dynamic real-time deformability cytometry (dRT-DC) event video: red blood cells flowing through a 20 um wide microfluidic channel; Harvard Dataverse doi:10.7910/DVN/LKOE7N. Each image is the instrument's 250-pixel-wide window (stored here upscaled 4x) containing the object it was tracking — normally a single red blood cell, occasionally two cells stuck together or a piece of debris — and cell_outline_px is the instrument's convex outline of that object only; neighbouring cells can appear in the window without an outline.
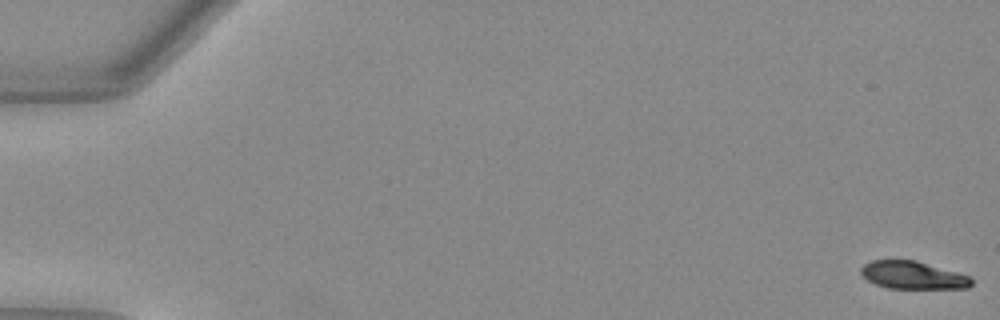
{"species": "Egyptian fruit bat (a non-hibernating species)", "species_latin": "Rousettus aegyptiacus", "temperature_condition": "warm", "stored_images_in_passage": 18, "camera_frame_rate_fps": 3000, "um_per_image_px": 0.085, "animal": {"sex": "female"}, "frame": {"image": 1, "passage_image": 1, "time_ms": 0.0, "image_size_px": [1000, 320], "cell_outline_px": [[972, 284], [968, 288], [888, 288], [876, 284], [868, 280], [860, 272], [860, 268], [864, 264], [872, 260], [916, 260], [972, 276]], "centroid_in_image_um": [77.62, 23.38], "position_along_channel_um": 7.4, "area_um2": 17.86}}
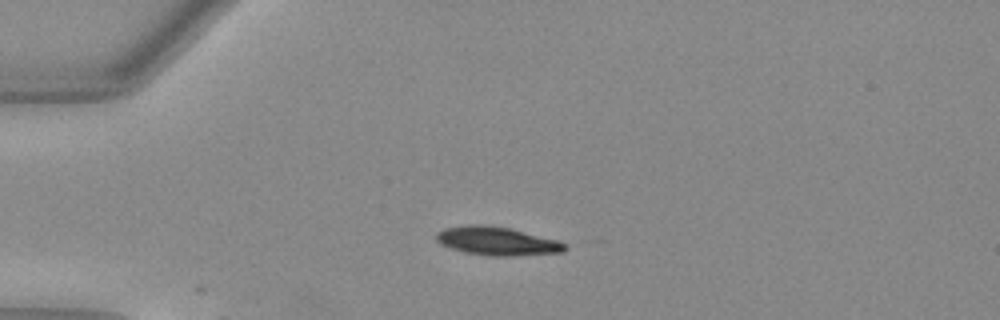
{"frame": {"image": 2, "passage_image": 14, "time_ms": 4.333, "image_size_px": [1000, 320], "cell_outline_px": [[568, 248], [564, 252], [512, 256], [484, 256], [464, 252], [440, 244], [436, 240], [436, 232], [444, 228], [468, 224], [484, 224], [512, 228], [560, 240], [568, 244]], "centroid_in_image_um": [42.29, 20.48], "position_along_channel_um": 42.7, "area_um2": 21.91}}